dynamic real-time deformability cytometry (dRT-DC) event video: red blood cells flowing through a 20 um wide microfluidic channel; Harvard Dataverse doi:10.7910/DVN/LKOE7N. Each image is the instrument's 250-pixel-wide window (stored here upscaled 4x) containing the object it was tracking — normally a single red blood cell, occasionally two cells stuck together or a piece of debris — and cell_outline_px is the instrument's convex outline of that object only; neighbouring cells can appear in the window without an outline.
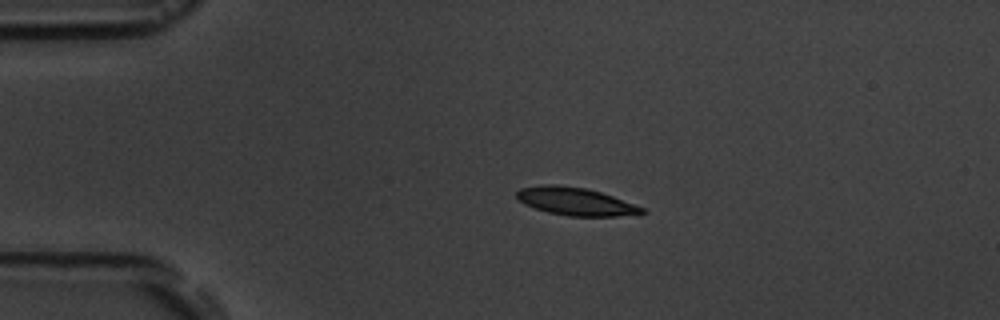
{"species": "common noctule bat (a hibernating species)", "species_latin": "Nyctalus noctula", "temperature_condition": "room temperature", "stored_images_in_passage": 14, "camera_frame_rate_fps": 3000, "um_per_image_px": 0.085, "animal": {"sex": "male", "body_mass_g": 19.5, "forearm_length_mm": 54.6}, "frame": {"image": 1, "passage_image": 2, "time_ms": 2.0, "image_size_px": [1000, 320], "cell_outline_px": [[648, 212], [616, 216], [568, 216], [548, 212], [524, 204], [516, 196], [516, 192], [520, 188], [544, 184], [556, 184], [584, 188], [600, 192], [612, 196], [644, 208]], "centroid_in_image_um": [48.89, 17.12], "position_along_channel_um": 36.1, "area_um2": 20.06}}
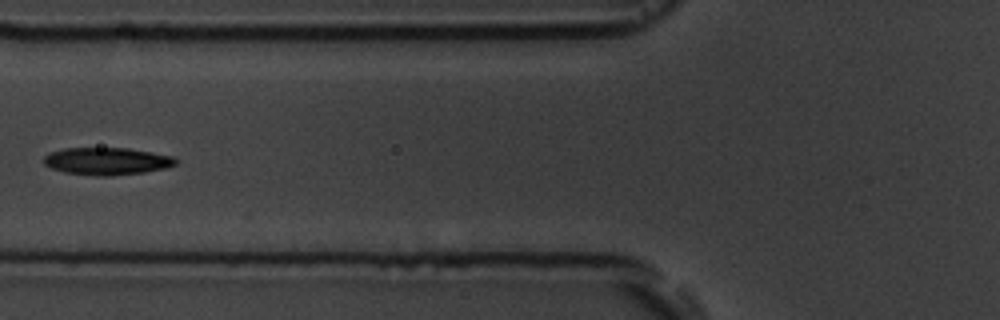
{"frame": {"image": 2, "passage_image": 5, "time_ms": 5.333, "image_size_px": [1000, 320], "cell_outline_px": [[180, 160], [176, 164], [168, 168], [144, 172], [112, 176], [96, 176], [64, 172], [52, 168], [44, 164], [44, 156], [52, 152], [64, 148], [128, 148], [152, 152], [172, 156]], "centroid_in_image_um": [9.13, 13.7], "position_along_channel_um": 116.7, "area_um2": 21.15}}
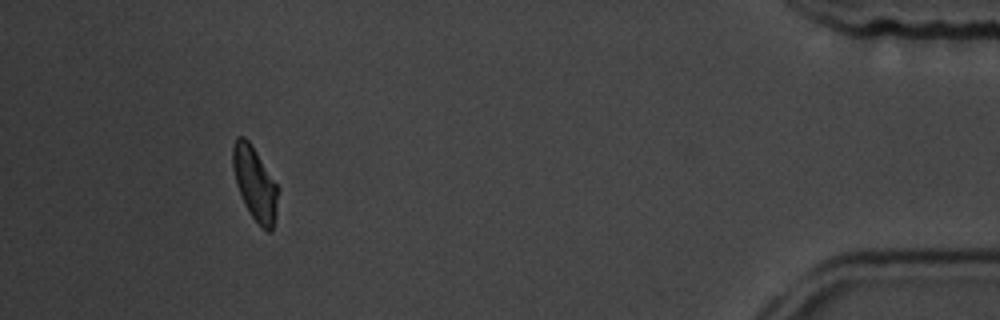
{"frame": {"image": 3, "passage_image": 13, "time_ms": 15.333, "image_size_px": [1000, 320], "cell_outline_px": [[280, 188], [276, 212], [272, 232], [268, 232], [252, 216], [244, 204], [236, 184], [232, 168], [232, 148], [236, 136], [244, 136], [248, 140]], "centroid_in_image_um": [21.66, 15.58], "position_along_channel_um": 413.5, "area_um2": 19.36}, "authors_computed_cell_mechanics": {"area_um2": 20.6635, "velocity_mm_per_s": 3.6053, "shape_relaxation_time_tau1_ms": 3.3639, "shape_relaxation_time_tau2_ms": 4.3788, "deformation_change_tau1": 0.0998, "deformation_change_tau2": 0.0906}}